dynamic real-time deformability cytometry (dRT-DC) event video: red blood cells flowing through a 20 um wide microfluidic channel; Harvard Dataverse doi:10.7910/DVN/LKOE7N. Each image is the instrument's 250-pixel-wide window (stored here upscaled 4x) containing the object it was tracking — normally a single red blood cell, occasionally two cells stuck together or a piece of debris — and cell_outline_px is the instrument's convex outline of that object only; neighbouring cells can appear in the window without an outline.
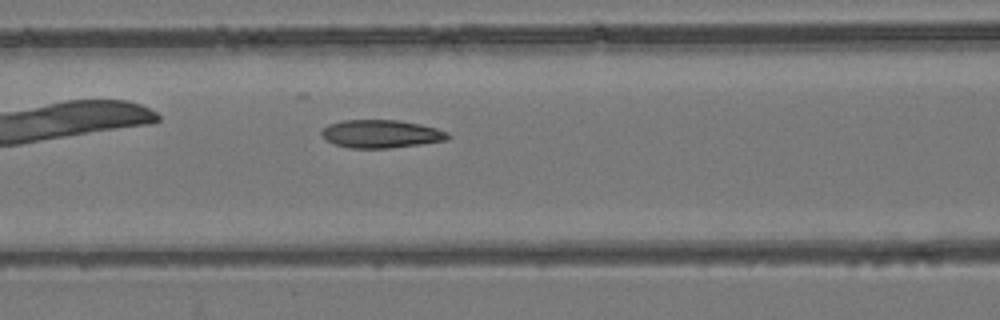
{"species": "common noctule bat (a hibernating species)", "species_latin": "Nyctalus noctula", "temperature_condition": "room temperature", "stored_images_in_passage": 33, "camera_frame_rate_fps": 3000, "um_per_image_px": 0.085, "animal": {"sex": "female", "body_mass_g": 24.6, "forearm_length_mm": 56.2}, "frame": {"image": 1, "passage_image": 8, "time_ms": 2.333, "image_size_px": [1000, 320], "cell_outline_px": [[452, 136], [448, 140], [420, 144], [388, 148], [348, 148], [324, 140], [320, 132], [328, 124], [344, 120], [400, 120], [420, 124], [436, 128], [448, 132]], "centroid_in_image_um": [32.4, 11.38], "position_along_channel_um": 134.2, "area_um2": 20.75}}
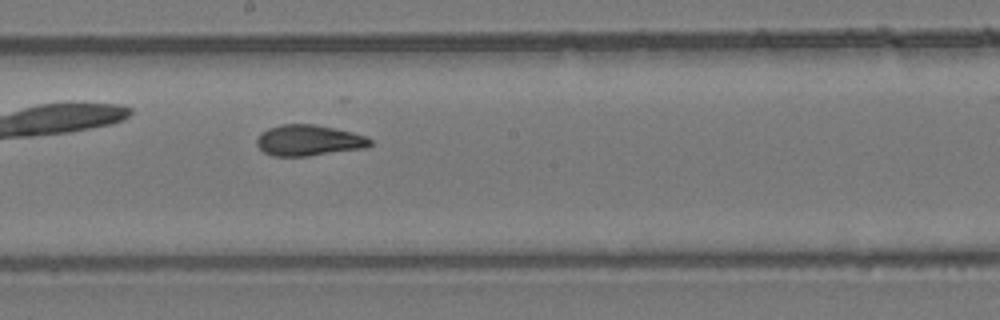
{"frame": {"image": 2, "passage_image": 15, "time_ms": 4.667, "image_size_px": [1000, 320], "cell_outline_px": [[372, 144], [368, 148], [308, 156], [272, 156], [264, 152], [256, 144], [256, 140], [260, 132], [268, 128], [280, 124], [312, 124], [352, 132], [364, 136], [372, 140]], "centroid_in_image_um": [26.23, 11.94], "position_along_channel_um": 222.0, "area_um2": 20.52}}
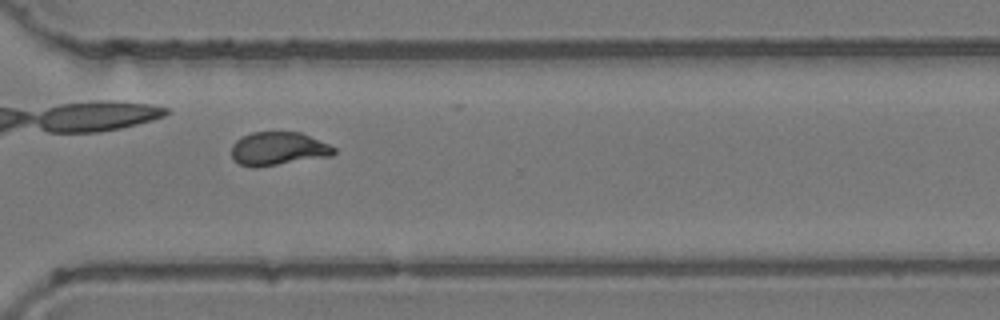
{"frame": {"image": 3, "passage_image": 25, "time_ms": 8.0, "image_size_px": [1000, 320], "cell_outline_px": [[336, 152], [332, 156], [256, 168], [252, 168], [240, 164], [232, 156], [232, 144], [236, 140], [252, 132], [300, 132], [328, 144], [336, 148]], "centroid_in_image_um": [23.66, 12.65], "position_along_channel_um": 346.9, "area_um2": 19.94}}